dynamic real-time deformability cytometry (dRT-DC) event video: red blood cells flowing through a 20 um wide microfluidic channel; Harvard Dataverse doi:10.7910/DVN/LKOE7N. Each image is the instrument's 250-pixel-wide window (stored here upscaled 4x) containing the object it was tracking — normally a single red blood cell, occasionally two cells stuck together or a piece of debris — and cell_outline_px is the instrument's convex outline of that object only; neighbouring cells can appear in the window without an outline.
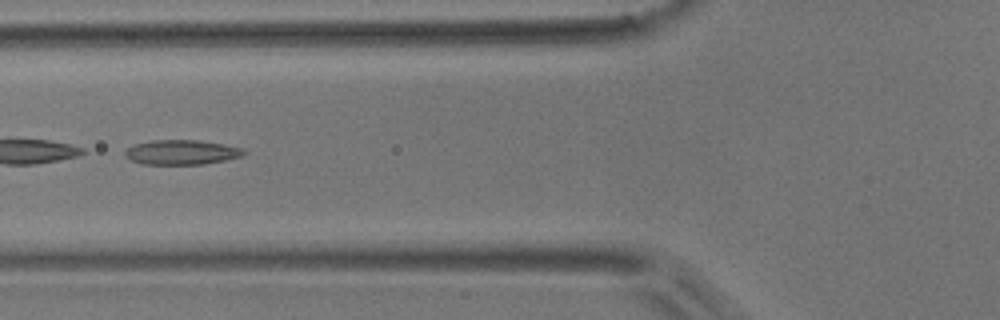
{"species": "common noctule bat (a hibernating species)", "species_latin": "Nyctalus noctula", "temperature_condition": "room temperature", "stored_images_in_passage": 8, "camera_frame_rate_fps": 3000, "um_per_image_px": 0.085, "animal": {"sex": "male", "body_mass_g": 17.9}, "frame": {"image": 1, "passage_image": 6, "time_ms": 6.333, "image_size_px": [1000, 320], "cell_outline_px": [[248, 152], [240, 156], [224, 160], [204, 164], [140, 164], [124, 156], [124, 152], [128, 148], [136, 144], [152, 140], [200, 140], [224, 144], [244, 148]], "centroid_in_image_um": [15.45, 12.94], "position_along_channel_um": 110.4, "area_um2": 17.11}}
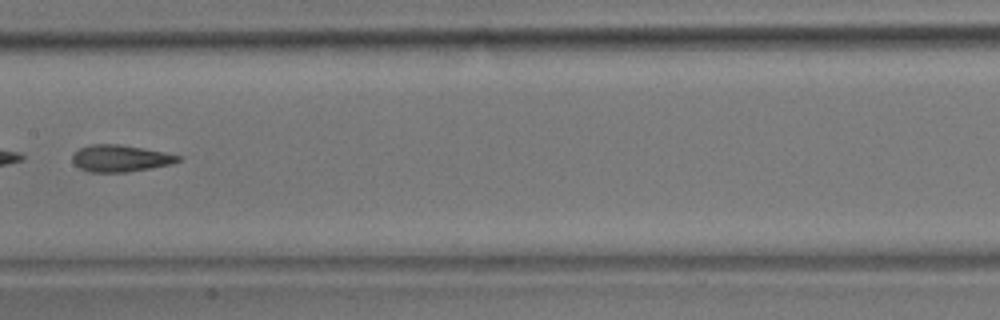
{"frame": {"image": 2, "passage_image": 8, "time_ms": 8.667, "image_size_px": [1000, 320], "cell_outline_px": [[184, 156], [180, 160], [172, 164], [124, 172], [88, 172], [80, 168], [72, 160], [72, 152], [80, 148], [92, 144], [120, 144], [164, 152]], "centroid_in_image_um": [10.22, 13.45], "position_along_channel_um": 197.2, "area_um2": 16.47}}